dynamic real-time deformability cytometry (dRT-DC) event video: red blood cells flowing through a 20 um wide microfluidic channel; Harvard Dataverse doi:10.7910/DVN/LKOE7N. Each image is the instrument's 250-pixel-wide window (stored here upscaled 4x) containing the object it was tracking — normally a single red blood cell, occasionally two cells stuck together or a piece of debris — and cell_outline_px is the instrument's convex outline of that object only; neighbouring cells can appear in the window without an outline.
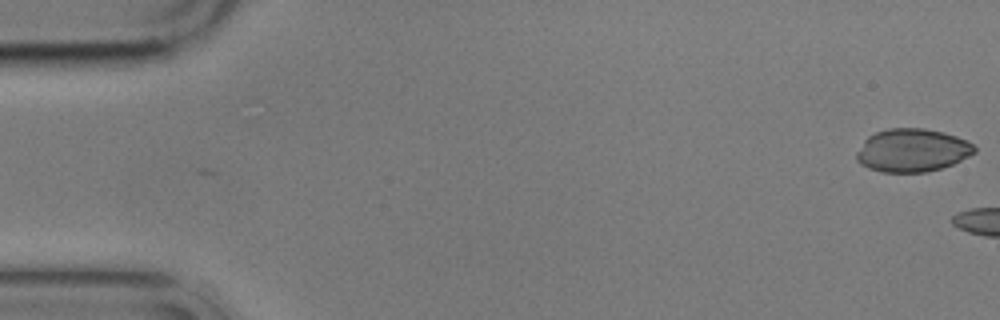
{"species": "common noctule bat (a hibernating species)", "species_latin": "Nyctalus noctula", "temperature_condition": "cold", "stored_images_in_passage": 9, "camera_frame_rate_fps": 3000, "um_per_image_px": 0.085, "animal": {"sex": "male", "body_mass_g": 17.9}, "frame": {"image": 1, "passage_image": 1, "time_ms": 0.0, "image_size_px": [1000, 320], "cell_outline_px": [[976, 152], [952, 164], [928, 172], [880, 172], [868, 168], [860, 164], [856, 160], [856, 152], [864, 140], [868, 136], [876, 132], [888, 128], [924, 128], [944, 132], [956, 136], [972, 144], [976, 148]], "centroid_in_image_um": [77.5, 12.78], "position_along_channel_um": 7.5, "area_um2": 29.65}}
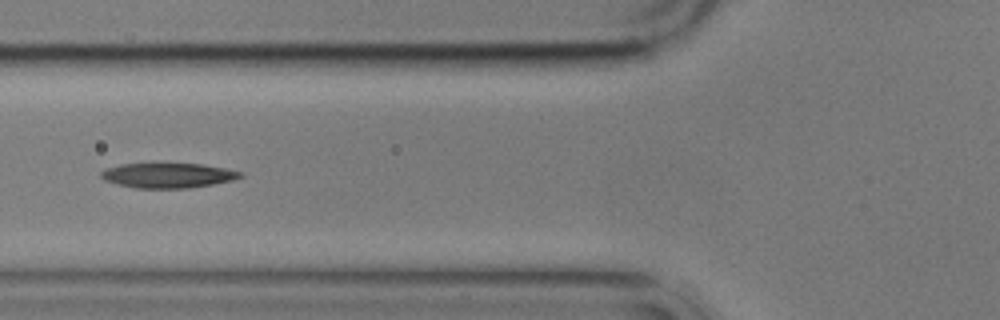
{"frame": {"image": 2, "passage_image": 8, "time_ms": 8.333, "image_size_px": [1000, 320], "cell_outline_px": [[244, 176], [232, 180], [212, 184], [188, 188], [136, 188], [116, 184], [104, 180], [100, 176], [100, 172], [104, 168], [120, 164], [204, 164], [244, 172]], "centroid_in_image_um": [14.25, 14.91], "position_along_channel_um": 111.5, "area_um2": 20.23}}
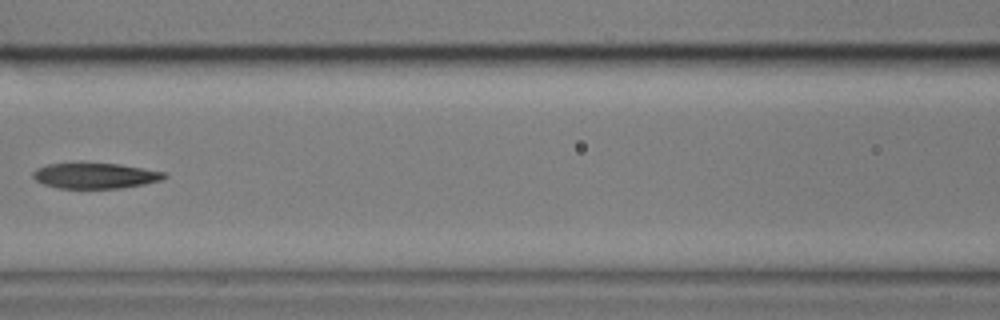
{"frame": {"image": 3, "passage_image": 9, "time_ms": 9.667, "image_size_px": [1000, 320], "cell_outline_px": [[168, 176], [160, 180], [144, 184], [120, 188], [56, 188], [44, 184], [36, 180], [32, 176], [32, 172], [36, 168], [48, 164], [120, 164], [164, 172]], "centroid_in_image_um": [8.07, 14.94], "position_along_channel_um": 158.5, "area_um2": 19.25}}